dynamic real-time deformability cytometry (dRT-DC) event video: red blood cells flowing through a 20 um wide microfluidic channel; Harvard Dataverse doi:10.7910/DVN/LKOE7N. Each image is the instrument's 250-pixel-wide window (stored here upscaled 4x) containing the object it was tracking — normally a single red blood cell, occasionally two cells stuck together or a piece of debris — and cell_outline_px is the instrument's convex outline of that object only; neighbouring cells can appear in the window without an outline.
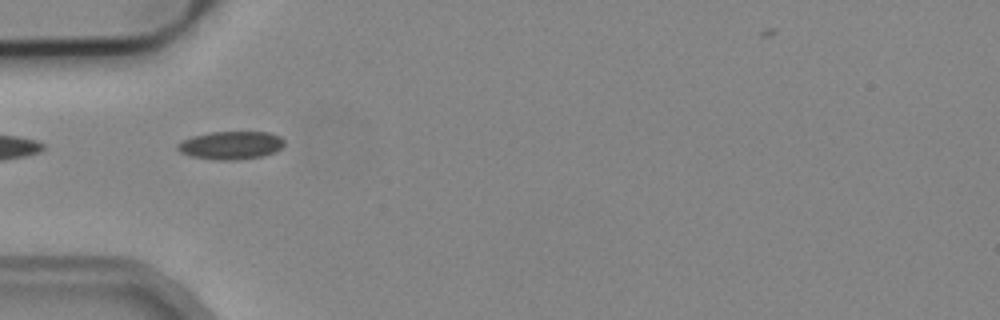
{"species": "common noctule bat (a hibernating species)", "species_latin": "Nyctalus noctula", "temperature_condition": "cold", "stored_images_in_passage": 3, "camera_frame_rate_fps": 3000, "um_per_image_px": 0.085, "animal": {"sex": "male", "body_mass_g": 19.2, "forearm_length_mm": 51.8}, "frame": {"image": 1, "passage_image": 1, "time_ms": 0.0, "image_size_px": [1000, 320], "cell_outline_px": [[284, 144], [276, 152], [260, 156], [236, 160], [216, 160], [192, 156], [180, 152], [176, 148], [176, 144], [192, 136], [212, 132], [268, 132], [280, 136], [284, 140]], "centroid_in_image_um": [19.62, 12.35], "position_along_channel_um": 65.4, "area_um2": 17.4}}